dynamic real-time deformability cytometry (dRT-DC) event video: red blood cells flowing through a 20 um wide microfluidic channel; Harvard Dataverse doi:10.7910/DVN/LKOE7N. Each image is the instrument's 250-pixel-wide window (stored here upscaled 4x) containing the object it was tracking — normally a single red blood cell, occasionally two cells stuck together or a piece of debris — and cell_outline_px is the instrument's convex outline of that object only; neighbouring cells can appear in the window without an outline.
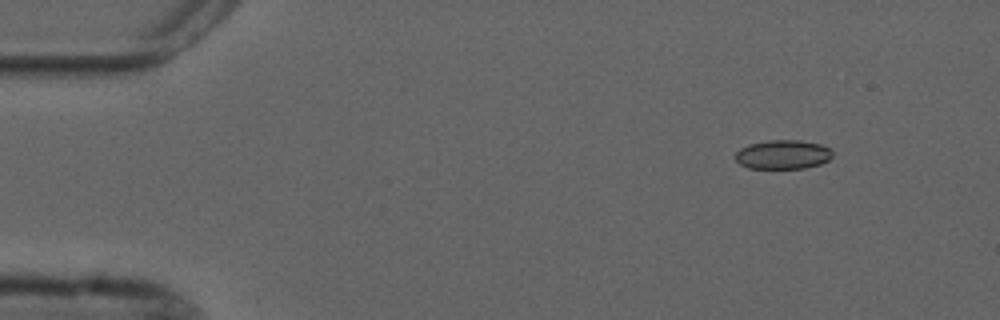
{"species": "common noctule bat (a hibernating species)", "species_latin": "Nyctalus noctula", "temperature_condition": "cold", "stored_images_in_passage": 5, "camera_frame_rate_fps": 3000, "um_per_image_px": 0.085, "animal": {"sex": "male", "forearm_length_mm": 52.5}, "frame": {"image": 1, "passage_image": 2, "time_ms": 1.0, "image_size_px": [1000, 320], "cell_outline_px": [[832, 156], [828, 160], [820, 164], [804, 168], [748, 168], [740, 164], [736, 160], [736, 152], [740, 148], [748, 144], [768, 140], [800, 140], [820, 144], [832, 148]], "centroid_in_image_um": [66.56, 13.12], "position_along_channel_um": 18.4, "area_um2": 16.53}}
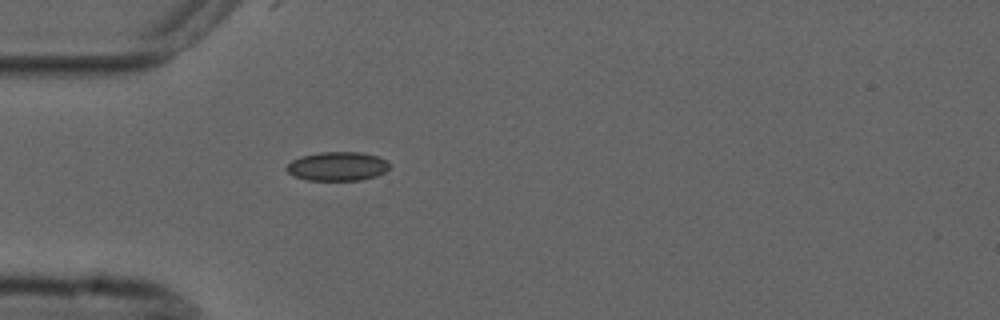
{"frame": {"image": 2, "passage_image": 5, "time_ms": 4.333, "image_size_px": [1000, 320], "cell_outline_px": [[392, 164], [384, 172], [376, 176], [360, 180], [308, 180], [292, 176], [284, 168], [292, 160], [300, 156], [320, 152], [360, 152], [376, 156], [388, 160]], "centroid_in_image_um": [28.67, 14.13], "position_along_channel_um": 56.3, "area_um2": 17.51}}